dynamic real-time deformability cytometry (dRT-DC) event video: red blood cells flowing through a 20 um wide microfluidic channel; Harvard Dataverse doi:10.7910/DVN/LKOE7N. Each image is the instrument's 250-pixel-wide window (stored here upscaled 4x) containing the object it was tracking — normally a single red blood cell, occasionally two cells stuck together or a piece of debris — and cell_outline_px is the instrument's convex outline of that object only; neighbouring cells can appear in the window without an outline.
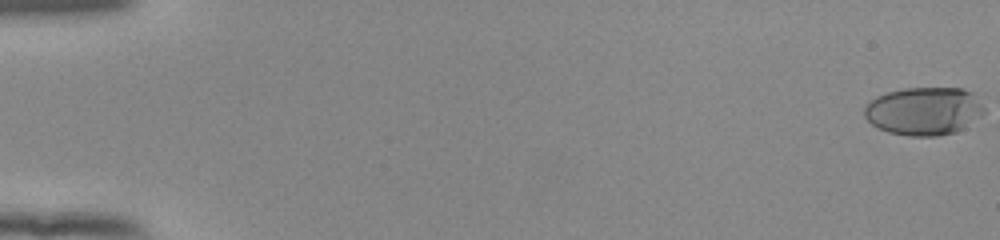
{"species": "human", "species_latin": "Homo sapiens", "temperature_condition": "room temperature", "stored_images_in_passage": 55, "camera_frame_rate_fps": 3000, "um_per_image_px": 0.085, "donor": {"sex": "female"}, "frame": {"image": 1, "passage_image": 1, "time_ms": 0.0, "image_size_px": [1000, 240], "cell_outline_px": [[984, 112], [980, 116], [964, 128], [956, 132], [936, 136], [908, 136], [888, 132], [876, 128], [864, 116], [864, 108], [876, 96], [888, 92], [904, 88], [964, 88], [972, 92], [984, 108]], "centroid_in_image_um": [78.52, 9.44], "position_along_channel_um": 6.5, "area_um2": 33.58}}
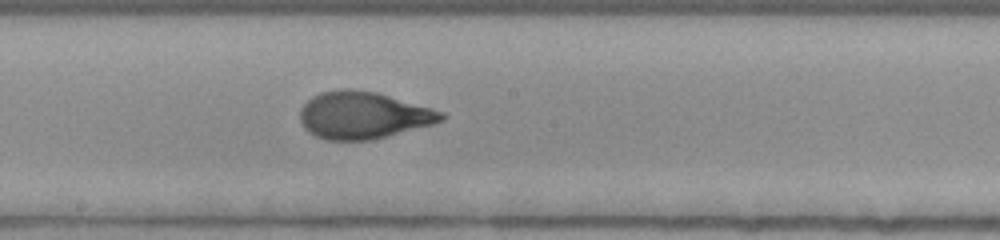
{"frame": {"image": 2, "passage_image": 32, "time_ms": 10.333, "image_size_px": [1000, 240], "cell_outline_px": [[448, 116], [444, 120], [432, 124], [368, 140], [324, 140], [308, 132], [304, 128], [300, 120], [300, 108], [312, 96], [320, 92], [340, 88], [348, 88], [376, 92], [432, 108], [444, 112]], "centroid_in_image_um": [30.84, 9.78], "position_along_channel_um": 217.4, "area_um2": 38.73}}
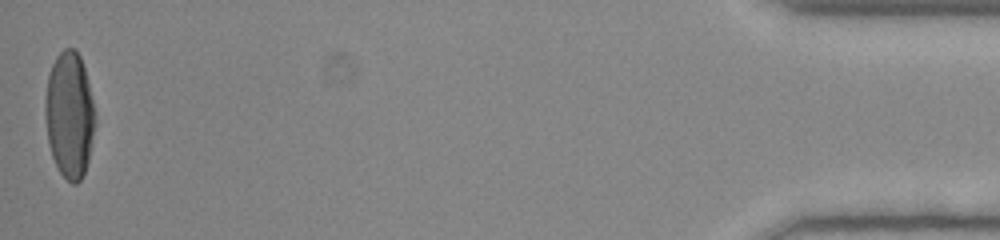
{"frame": {"image": 3, "passage_image": 55, "time_ms": 18.0, "image_size_px": [1000, 240], "cell_outline_px": [[96, 124], [88, 160], [84, 172], [80, 180], [76, 184], [72, 184], [60, 172], [52, 156], [48, 140], [44, 112], [44, 104], [48, 76], [52, 64], [56, 56], [64, 48], [76, 48], [80, 56], [84, 68], [92, 100]], "centroid_in_image_um": [5.89, 9.75], "position_along_channel_um": 429.3, "area_um2": 36.59}, "authors_computed_cell_mechanics": {"area_um2": 37.281, "velocity_mm_per_s": 3.8956, "shape_relaxation_time_tau1_ms": 3.732, "shape_relaxation_time_tau2_ms": null, "deformation_change_tau1": 0.1991, "deformation_change_tau2": null}}